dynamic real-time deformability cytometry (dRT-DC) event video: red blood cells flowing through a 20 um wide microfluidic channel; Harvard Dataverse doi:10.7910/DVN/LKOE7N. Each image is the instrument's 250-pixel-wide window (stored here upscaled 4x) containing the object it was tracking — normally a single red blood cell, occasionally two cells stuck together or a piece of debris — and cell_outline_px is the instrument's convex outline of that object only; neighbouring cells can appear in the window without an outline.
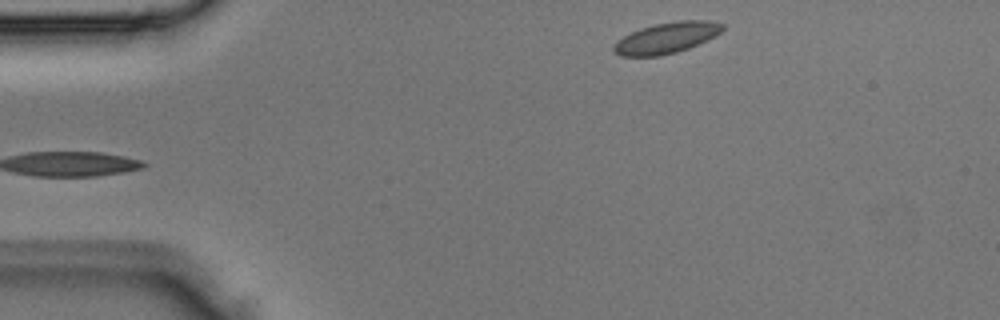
{"species": "Egyptian fruit bat (a non-hibernating species)", "species_latin": "Rousettus aegyptiacus", "temperature_condition": "room temperature", "stored_images_in_passage": 4, "camera_frame_rate_fps": 3000, "um_per_image_px": 0.085, "animal": {"sex": "male"}, "frame": {"image": 1, "passage_image": 4, "time_ms": 1.0, "image_size_px": [1000, 320], "cell_outline_px": [[724, 28], [720, 32], [688, 48], [676, 52], [660, 56], [620, 56], [612, 52], [612, 44], [616, 40], [640, 28], [656, 24], [680, 20], [708, 20], [724, 24]], "centroid_in_image_um": [56.58, 3.22], "position_along_channel_um": 28.4, "area_um2": 19.48}}